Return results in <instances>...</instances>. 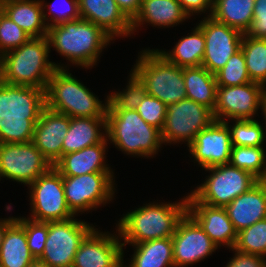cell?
I'll use <instances>...</instances> for the list:
<instances>
[{"mask_svg": "<svg viewBox=\"0 0 266 267\" xmlns=\"http://www.w3.org/2000/svg\"><path fill=\"white\" fill-rule=\"evenodd\" d=\"M45 107V89L0 80V143L31 142Z\"/></svg>", "mask_w": 266, "mask_h": 267, "instance_id": "1", "label": "cell"}, {"mask_svg": "<svg viewBox=\"0 0 266 267\" xmlns=\"http://www.w3.org/2000/svg\"><path fill=\"white\" fill-rule=\"evenodd\" d=\"M187 212V196L179 202H149L131 210L116 224L123 247L127 244L172 237Z\"/></svg>", "mask_w": 266, "mask_h": 267, "instance_id": "2", "label": "cell"}, {"mask_svg": "<svg viewBox=\"0 0 266 267\" xmlns=\"http://www.w3.org/2000/svg\"><path fill=\"white\" fill-rule=\"evenodd\" d=\"M50 51L47 36L30 38L20 47L7 51L0 56V80L46 90L52 73L57 68L67 69L69 66L49 61Z\"/></svg>", "mask_w": 266, "mask_h": 267, "instance_id": "3", "label": "cell"}, {"mask_svg": "<svg viewBox=\"0 0 266 267\" xmlns=\"http://www.w3.org/2000/svg\"><path fill=\"white\" fill-rule=\"evenodd\" d=\"M50 49L74 66L85 69L97 65L100 54L112 40L102 28L82 18L63 22L48 28Z\"/></svg>", "mask_w": 266, "mask_h": 267, "instance_id": "4", "label": "cell"}, {"mask_svg": "<svg viewBox=\"0 0 266 267\" xmlns=\"http://www.w3.org/2000/svg\"><path fill=\"white\" fill-rule=\"evenodd\" d=\"M68 70L57 68L52 73L45 90L46 107L70 118H106L108 95L103 103Z\"/></svg>", "mask_w": 266, "mask_h": 267, "instance_id": "5", "label": "cell"}, {"mask_svg": "<svg viewBox=\"0 0 266 267\" xmlns=\"http://www.w3.org/2000/svg\"><path fill=\"white\" fill-rule=\"evenodd\" d=\"M108 141L126 155L154 157L162 148L161 131L136 110H106Z\"/></svg>", "mask_w": 266, "mask_h": 267, "instance_id": "6", "label": "cell"}, {"mask_svg": "<svg viewBox=\"0 0 266 267\" xmlns=\"http://www.w3.org/2000/svg\"><path fill=\"white\" fill-rule=\"evenodd\" d=\"M131 71L143 83L147 94L167 106L186 99L183 67L169 62L156 49L140 51Z\"/></svg>", "mask_w": 266, "mask_h": 267, "instance_id": "7", "label": "cell"}, {"mask_svg": "<svg viewBox=\"0 0 266 267\" xmlns=\"http://www.w3.org/2000/svg\"><path fill=\"white\" fill-rule=\"evenodd\" d=\"M211 174L204 183L190 194L200 203L213 207H226L236 197L245 193L259 180L250 172L239 169L230 163L205 168Z\"/></svg>", "mask_w": 266, "mask_h": 267, "instance_id": "8", "label": "cell"}, {"mask_svg": "<svg viewBox=\"0 0 266 267\" xmlns=\"http://www.w3.org/2000/svg\"><path fill=\"white\" fill-rule=\"evenodd\" d=\"M113 172H95L80 176H63V188L69 209L74 215L90 212L115 196Z\"/></svg>", "mask_w": 266, "mask_h": 267, "instance_id": "9", "label": "cell"}, {"mask_svg": "<svg viewBox=\"0 0 266 267\" xmlns=\"http://www.w3.org/2000/svg\"><path fill=\"white\" fill-rule=\"evenodd\" d=\"M214 121L212 110L191 99L169 104L161 130L162 142L164 145L184 142L189 146L196 135Z\"/></svg>", "mask_w": 266, "mask_h": 267, "instance_id": "10", "label": "cell"}, {"mask_svg": "<svg viewBox=\"0 0 266 267\" xmlns=\"http://www.w3.org/2000/svg\"><path fill=\"white\" fill-rule=\"evenodd\" d=\"M27 187L31 201L28 218L39 222H55L76 217L65 198L63 176L53 166Z\"/></svg>", "mask_w": 266, "mask_h": 267, "instance_id": "11", "label": "cell"}, {"mask_svg": "<svg viewBox=\"0 0 266 267\" xmlns=\"http://www.w3.org/2000/svg\"><path fill=\"white\" fill-rule=\"evenodd\" d=\"M94 228L93 224L75 217L48 222L45 249L38 260L50 267H72L80 243Z\"/></svg>", "mask_w": 266, "mask_h": 267, "instance_id": "12", "label": "cell"}, {"mask_svg": "<svg viewBox=\"0 0 266 267\" xmlns=\"http://www.w3.org/2000/svg\"><path fill=\"white\" fill-rule=\"evenodd\" d=\"M52 165L33 142L0 143V179L28 186Z\"/></svg>", "mask_w": 266, "mask_h": 267, "instance_id": "13", "label": "cell"}, {"mask_svg": "<svg viewBox=\"0 0 266 267\" xmlns=\"http://www.w3.org/2000/svg\"><path fill=\"white\" fill-rule=\"evenodd\" d=\"M265 91L264 85L253 81L236 86H218L213 111L215 120L255 119L261 109Z\"/></svg>", "mask_w": 266, "mask_h": 267, "instance_id": "14", "label": "cell"}, {"mask_svg": "<svg viewBox=\"0 0 266 267\" xmlns=\"http://www.w3.org/2000/svg\"><path fill=\"white\" fill-rule=\"evenodd\" d=\"M198 26L205 37V54L201 66L215 75L241 48L244 34L211 16L204 17Z\"/></svg>", "mask_w": 266, "mask_h": 267, "instance_id": "15", "label": "cell"}, {"mask_svg": "<svg viewBox=\"0 0 266 267\" xmlns=\"http://www.w3.org/2000/svg\"><path fill=\"white\" fill-rule=\"evenodd\" d=\"M172 242L174 267L192 266L204 261L218 249L188 212L179 222Z\"/></svg>", "mask_w": 266, "mask_h": 267, "instance_id": "16", "label": "cell"}, {"mask_svg": "<svg viewBox=\"0 0 266 267\" xmlns=\"http://www.w3.org/2000/svg\"><path fill=\"white\" fill-rule=\"evenodd\" d=\"M123 257L118 229L112 234L95 227L80 243L72 267H123Z\"/></svg>", "mask_w": 266, "mask_h": 267, "instance_id": "17", "label": "cell"}, {"mask_svg": "<svg viewBox=\"0 0 266 267\" xmlns=\"http://www.w3.org/2000/svg\"><path fill=\"white\" fill-rule=\"evenodd\" d=\"M188 148L194 163H198L202 170L229 163L232 142L228 125L215 120L196 135Z\"/></svg>", "mask_w": 266, "mask_h": 267, "instance_id": "18", "label": "cell"}, {"mask_svg": "<svg viewBox=\"0 0 266 267\" xmlns=\"http://www.w3.org/2000/svg\"><path fill=\"white\" fill-rule=\"evenodd\" d=\"M188 213L198 222L212 242L220 248L233 249L237 231L229 219L225 207H213L198 202L190 193L187 195Z\"/></svg>", "mask_w": 266, "mask_h": 267, "instance_id": "19", "label": "cell"}, {"mask_svg": "<svg viewBox=\"0 0 266 267\" xmlns=\"http://www.w3.org/2000/svg\"><path fill=\"white\" fill-rule=\"evenodd\" d=\"M70 117L45 107L35 124L32 142L53 166L62 157V144Z\"/></svg>", "mask_w": 266, "mask_h": 267, "instance_id": "20", "label": "cell"}, {"mask_svg": "<svg viewBox=\"0 0 266 267\" xmlns=\"http://www.w3.org/2000/svg\"><path fill=\"white\" fill-rule=\"evenodd\" d=\"M78 5L80 18L102 28L114 40L131 36L132 22L115 0H78Z\"/></svg>", "mask_w": 266, "mask_h": 267, "instance_id": "21", "label": "cell"}, {"mask_svg": "<svg viewBox=\"0 0 266 267\" xmlns=\"http://www.w3.org/2000/svg\"><path fill=\"white\" fill-rule=\"evenodd\" d=\"M225 208L237 233L266 219V180H259Z\"/></svg>", "mask_w": 266, "mask_h": 267, "instance_id": "22", "label": "cell"}, {"mask_svg": "<svg viewBox=\"0 0 266 267\" xmlns=\"http://www.w3.org/2000/svg\"><path fill=\"white\" fill-rule=\"evenodd\" d=\"M108 142L106 136L98 144L62 155L53 167L62 176H80L95 172H113L114 170L111 169L109 164L106 163L107 160H105Z\"/></svg>", "mask_w": 266, "mask_h": 267, "instance_id": "23", "label": "cell"}, {"mask_svg": "<svg viewBox=\"0 0 266 267\" xmlns=\"http://www.w3.org/2000/svg\"><path fill=\"white\" fill-rule=\"evenodd\" d=\"M189 18L178 0H142L141 9L132 21V35L146 23L158 28H169Z\"/></svg>", "mask_w": 266, "mask_h": 267, "instance_id": "24", "label": "cell"}, {"mask_svg": "<svg viewBox=\"0 0 266 267\" xmlns=\"http://www.w3.org/2000/svg\"><path fill=\"white\" fill-rule=\"evenodd\" d=\"M0 10L29 37L47 36L48 27L40 0H7L0 4Z\"/></svg>", "mask_w": 266, "mask_h": 267, "instance_id": "25", "label": "cell"}, {"mask_svg": "<svg viewBox=\"0 0 266 267\" xmlns=\"http://www.w3.org/2000/svg\"><path fill=\"white\" fill-rule=\"evenodd\" d=\"M106 136V118L71 117L62 144V155L98 144Z\"/></svg>", "mask_w": 266, "mask_h": 267, "instance_id": "26", "label": "cell"}, {"mask_svg": "<svg viewBox=\"0 0 266 267\" xmlns=\"http://www.w3.org/2000/svg\"><path fill=\"white\" fill-rule=\"evenodd\" d=\"M176 42L170 51L158 50L169 62L179 67H199L205 54V37L202 29L196 25L192 31Z\"/></svg>", "mask_w": 266, "mask_h": 267, "instance_id": "27", "label": "cell"}, {"mask_svg": "<svg viewBox=\"0 0 266 267\" xmlns=\"http://www.w3.org/2000/svg\"><path fill=\"white\" fill-rule=\"evenodd\" d=\"M186 97L214 111L217 95V82L214 74L203 66L184 67Z\"/></svg>", "mask_w": 266, "mask_h": 267, "instance_id": "28", "label": "cell"}, {"mask_svg": "<svg viewBox=\"0 0 266 267\" xmlns=\"http://www.w3.org/2000/svg\"><path fill=\"white\" fill-rule=\"evenodd\" d=\"M134 253L123 267H174L172 237L131 245ZM125 265V266H124Z\"/></svg>", "mask_w": 266, "mask_h": 267, "instance_id": "29", "label": "cell"}, {"mask_svg": "<svg viewBox=\"0 0 266 267\" xmlns=\"http://www.w3.org/2000/svg\"><path fill=\"white\" fill-rule=\"evenodd\" d=\"M35 258L29 251L25 229L15 220L0 246V267H27Z\"/></svg>", "mask_w": 266, "mask_h": 267, "instance_id": "30", "label": "cell"}, {"mask_svg": "<svg viewBox=\"0 0 266 267\" xmlns=\"http://www.w3.org/2000/svg\"><path fill=\"white\" fill-rule=\"evenodd\" d=\"M254 5L255 0H213L211 17L246 34L253 20Z\"/></svg>", "mask_w": 266, "mask_h": 267, "instance_id": "31", "label": "cell"}, {"mask_svg": "<svg viewBox=\"0 0 266 267\" xmlns=\"http://www.w3.org/2000/svg\"><path fill=\"white\" fill-rule=\"evenodd\" d=\"M241 49L246 60L249 78L266 87V39L244 34Z\"/></svg>", "mask_w": 266, "mask_h": 267, "instance_id": "32", "label": "cell"}, {"mask_svg": "<svg viewBox=\"0 0 266 267\" xmlns=\"http://www.w3.org/2000/svg\"><path fill=\"white\" fill-rule=\"evenodd\" d=\"M264 146H232L230 164L250 172L258 180H266V151Z\"/></svg>", "mask_w": 266, "mask_h": 267, "instance_id": "33", "label": "cell"}, {"mask_svg": "<svg viewBox=\"0 0 266 267\" xmlns=\"http://www.w3.org/2000/svg\"><path fill=\"white\" fill-rule=\"evenodd\" d=\"M233 121H235L233 125L228 120L225 121L230 130L232 146L258 147L264 145L266 131H264L265 127L260 124V121L258 122L256 119Z\"/></svg>", "mask_w": 266, "mask_h": 267, "instance_id": "34", "label": "cell"}, {"mask_svg": "<svg viewBox=\"0 0 266 267\" xmlns=\"http://www.w3.org/2000/svg\"><path fill=\"white\" fill-rule=\"evenodd\" d=\"M128 85L122 91L108 95L107 110H136L146 95V89L138 77L130 71Z\"/></svg>", "mask_w": 266, "mask_h": 267, "instance_id": "35", "label": "cell"}, {"mask_svg": "<svg viewBox=\"0 0 266 267\" xmlns=\"http://www.w3.org/2000/svg\"><path fill=\"white\" fill-rule=\"evenodd\" d=\"M233 249L266 258V219L239 231Z\"/></svg>", "mask_w": 266, "mask_h": 267, "instance_id": "36", "label": "cell"}, {"mask_svg": "<svg viewBox=\"0 0 266 267\" xmlns=\"http://www.w3.org/2000/svg\"><path fill=\"white\" fill-rule=\"evenodd\" d=\"M217 86H236L252 82L246 68V60L240 48L216 74Z\"/></svg>", "mask_w": 266, "mask_h": 267, "instance_id": "37", "label": "cell"}, {"mask_svg": "<svg viewBox=\"0 0 266 267\" xmlns=\"http://www.w3.org/2000/svg\"><path fill=\"white\" fill-rule=\"evenodd\" d=\"M16 221L25 229L29 251L35 259H39L45 249L48 236V222H39L26 217H16Z\"/></svg>", "mask_w": 266, "mask_h": 267, "instance_id": "38", "label": "cell"}, {"mask_svg": "<svg viewBox=\"0 0 266 267\" xmlns=\"http://www.w3.org/2000/svg\"><path fill=\"white\" fill-rule=\"evenodd\" d=\"M40 1L42 4L44 20L48 28L57 24H61L63 22L80 18L78 0H61L59 1V3L61 2V5L59 3L57 4V0V2L54 0L52 4L45 3V0ZM56 4L57 6L60 5L61 7H57ZM55 7H57L58 9ZM46 9L49 11L48 13L45 12ZM47 16H50L51 18H48Z\"/></svg>", "mask_w": 266, "mask_h": 267, "instance_id": "39", "label": "cell"}, {"mask_svg": "<svg viewBox=\"0 0 266 267\" xmlns=\"http://www.w3.org/2000/svg\"><path fill=\"white\" fill-rule=\"evenodd\" d=\"M29 37L0 10V56L26 43Z\"/></svg>", "mask_w": 266, "mask_h": 267, "instance_id": "40", "label": "cell"}, {"mask_svg": "<svg viewBox=\"0 0 266 267\" xmlns=\"http://www.w3.org/2000/svg\"><path fill=\"white\" fill-rule=\"evenodd\" d=\"M136 111L145 122L162 130L167 112L165 103L146 93Z\"/></svg>", "mask_w": 266, "mask_h": 267, "instance_id": "41", "label": "cell"}, {"mask_svg": "<svg viewBox=\"0 0 266 267\" xmlns=\"http://www.w3.org/2000/svg\"><path fill=\"white\" fill-rule=\"evenodd\" d=\"M246 35L266 39V0H255L253 20Z\"/></svg>", "mask_w": 266, "mask_h": 267, "instance_id": "42", "label": "cell"}, {"mask_svg": "<svg viewBox=\"0 0 266 267\" xmlns=\"http://www.w3.org/2000/svg\"><path fill=\"white\" fill-rule=\"evenodd\" d=\"M231 250L234 252L233 258L225 267H266V259L263 256Z\"/></svg>", "mask_w": 266, "mask_h": 267, "instance_id": "43", "label": "cell"}, {"mask_svg": "<svg viewBox=\"0 0 266 267\" xmlns=\"http://www.w3.org/2000/svg\"><path fill=\"white\" fill-rule=\"evenodd\" d=\"M178 2L190 18L197 13L201 15L202 13L205 14L208 12L209 14L207 16H211L212 14L213 0H178Z\"/></svg>", "mask_w": 266, "mask_h": 267, "instance_id": "44", "label": "cell"}, {"mask_svg": "<svg viewBox=\"0 0 266 267\" xmlns=\"http://www.w3.org/2000/svg\"><path fill=\"white\" fill-rule=\"evenodd\" d=\"M120 10L132 22L141 9L142 0H115Z\"/></svg>", "mask_w": 266, "mask_h": 267, "instance_id": "45", "label": "cell"}, {"mask_svg": "<svg viewBox=\"0 0 266 267\" xmlns=\"http://www.w3.org/2000/svg\"><path fill=\"white\" fill-rule=\"evenodd\" d=\"M16 220V217L0 218V246L4 240L7 228Z\"/></svg>", "mask_w": 266, "mask_h": 267, "instance_id": "46", "label": "cell"}, {"mask_svg": "<svg viewBox=\"0 0 266 267\" xmlns=\"http://www.w3.org/2000/svg\"><path fill=\"white\" fill-rule=\"evenodd\" d=\"M261 111H262V113L261 114H263V116H264V119H265V127H266V91H265V93H264V96H263V100H262V104H261ZM265 131H266V128H265Z\"/></svg>", "mask_w": 266, "mask_h": 267, "instance_id": "47", "label": "cell"}, {"mask_svg": "<svg viewBox=\"0 0 266 267\" xmlns=\"http://www.w3.org/2000/svg\"><path fill=\"white\" fill-rule=\"evenodd\" d=\"M27 267H50L46 263L41 262L38 259H35L30 265Z\"/></svg>", "mask_w": 266, "mask_h": 267, "instance_id": "48", "label": "cell"}]
</instances>
